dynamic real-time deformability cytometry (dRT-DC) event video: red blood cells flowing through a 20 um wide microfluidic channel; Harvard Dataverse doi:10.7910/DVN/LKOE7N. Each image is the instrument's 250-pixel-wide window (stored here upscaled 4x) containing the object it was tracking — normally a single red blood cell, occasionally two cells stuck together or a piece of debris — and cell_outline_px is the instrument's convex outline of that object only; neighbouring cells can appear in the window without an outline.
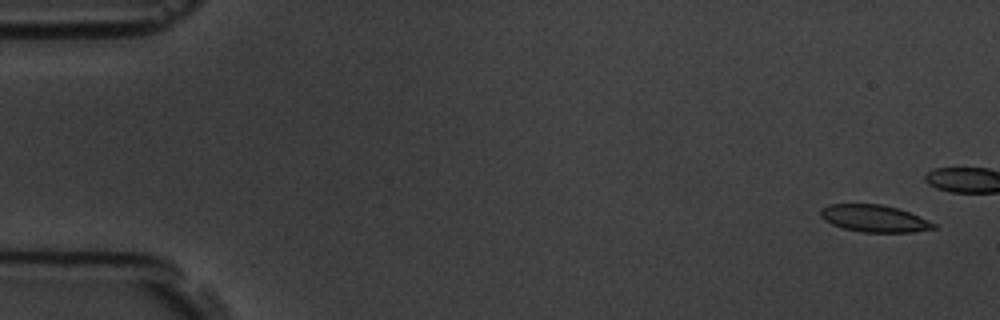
{"species": "common noctule bat (a hibernating species)", "species_latin": "Nyctalus noctula", "temperature_condition": "room temperature", "stored_images_in_passage": 5, "camera_frame_rate_fps": 3000, "um_per_image_px": 0.085, "animal": {"sex": "male", "body_mass_g": 19.5, "forearm_length_mm": 54.6}, "frame": {"image": 1, "passage_image": 1, "time_ms": 0.0, "image_size_px": [1000, 320], "cell_outline_px": [[936, 228], [912, 232], [860, 232], [844, 228], [832, 224], [824, 220], [820, 216], [820, 208], [828, 204], [880, 204], [896, 208], [908, 212], [928, 220], [936, 224]], "centroid_in_image_um": [74.27, 18.57], "position_along_channel_um": 10.7, "area_um2": 17.74}}